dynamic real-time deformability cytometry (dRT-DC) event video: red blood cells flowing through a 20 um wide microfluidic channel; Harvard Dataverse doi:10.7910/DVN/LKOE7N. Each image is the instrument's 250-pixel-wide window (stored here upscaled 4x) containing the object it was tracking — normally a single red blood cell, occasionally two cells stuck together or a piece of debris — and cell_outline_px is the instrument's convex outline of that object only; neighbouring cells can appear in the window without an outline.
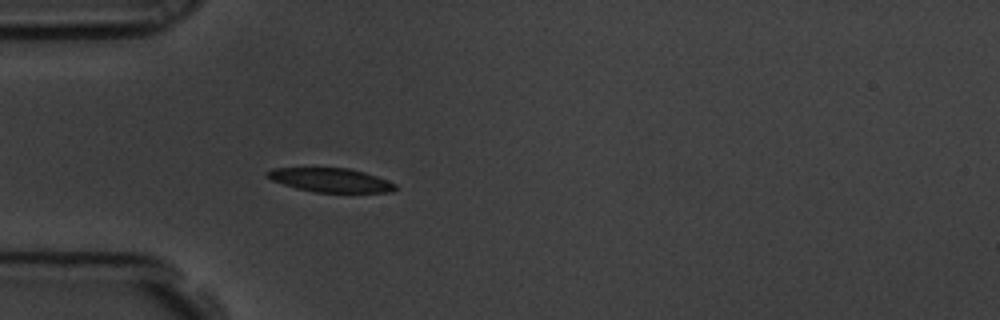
{"species": "common noctule bat (a hibernating species)", "species_latin": "Nyctalus noctula", "temperature_condition": "room temperature", "stored_images_in_passage": 58, "camera_frame_rate_fps": 3000, "um_per_image_px": 0.085, "animal": {"sex": "male", "body_mass_g": 19.5, "forearm_length_mm": 54.6}, "frame": {"image": 1, "passage_image": 17, "time_ms": 5.333, "image_size_px": [1000, 320], "cell_outline_px": [[396, 188], [392, 192], [316, 192], [296, 188], [272, 180], [264, 176], [264, 172], [272, 168], [348, 168], [364, 172], [376, 176], [396, 184]], "centroid_in_image_um": [28.06, 15.3], "position_along_channel_um": 56.9, "area_um2": 17.74}}
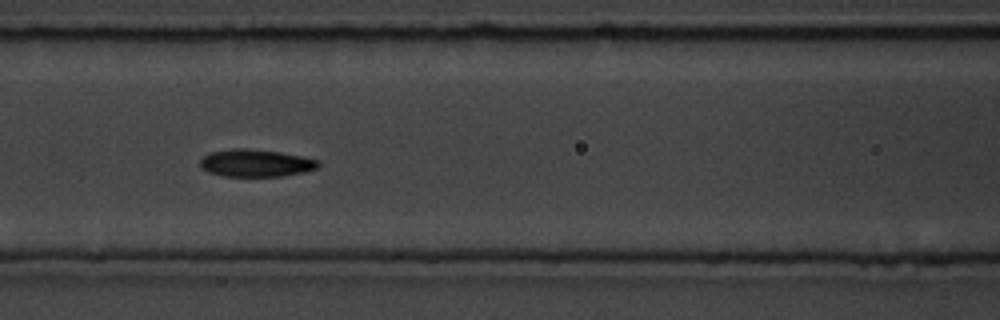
{"frame": {"image": 2, "passage_image": 25, "time_ms": 8.0, "image_size_px": [1000, 320], "cell_outline_px": [[320, 164], [316, 168], [304, 172], [280, 176], [220, 176], [208, 172], [200, 168], [200, 160], [204, 156], [212, 152], [232, 148], [248, 148], [280, 152], [320, 160]], "centroid_in_image_um": [21.72, 13.86], "position_along_channel_um": 144.9, "area_um2": 18.9}}
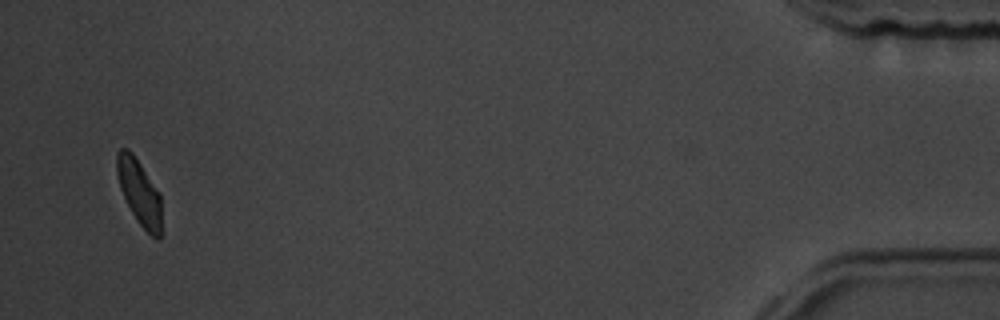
{"frame": {"image": 3, "passage_image": 56, "time_ms": 18.333, "image_size_px": [1000, 320], "cell_outline_px": [[160, 240], [156, 240], [140, 224], [132, 212], [120, 188], [116, 172], [116, 152], [120, 148], [128, 148], [132, 152], [160, 192]], "centroid_in_image_um": [11.82, 16.29], "position_along_channel_um": 423.4, "area_um2": 16.88}, "authors_computed_cell_mechanics": {"area_um2": 18.0625, "velocity_mm_per_s": 3.5019, "shape_relaxation_time_tau1_ms": 2.5288, "shape_relaxation_time_tau2_ms": 4.101, "deformation_change_tau1": 0.1104, "deformation_change_tau2": 0.0724}}